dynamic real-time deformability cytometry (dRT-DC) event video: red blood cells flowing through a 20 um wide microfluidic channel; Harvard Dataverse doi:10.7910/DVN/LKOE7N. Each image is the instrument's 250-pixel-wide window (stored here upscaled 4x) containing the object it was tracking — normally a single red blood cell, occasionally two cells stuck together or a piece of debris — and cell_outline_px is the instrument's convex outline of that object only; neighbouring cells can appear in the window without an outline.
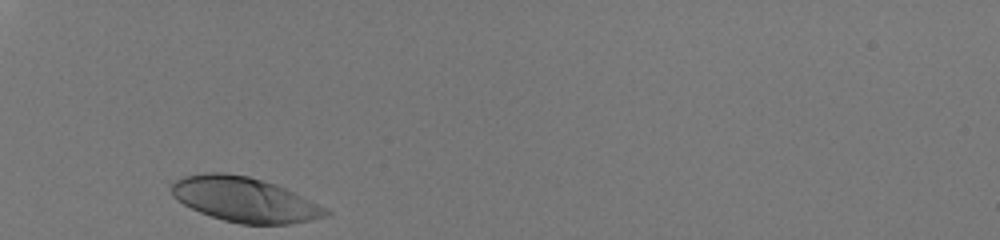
{"species": "human", "species_latin": "Homo sapiens", "temperature_condition": "room temperature", "stored_images_in_passage": 27, "camera_frame_rate_fps": 3000, "um_per_image_px": 0.085, "donor": {"sex": "male"}, "frame": {"image": 1, "passage_image": 1, "time_ms": 0.0, "image_size_px": [1000, 240], "cell_outline_px": [[332, 212], [328, 216], [288, 224], [240, 224], [224, 220], [200, 212], [176, 200], [172, 196], [172, 184], [176, 180], [184, 176], [204, 172], [224, 172], [248, 176], [284, 188]], "centroid_in_image_um": [20.73, 16.96], "position_along_channel_um": 64.3, "area_um2": 39.59}}
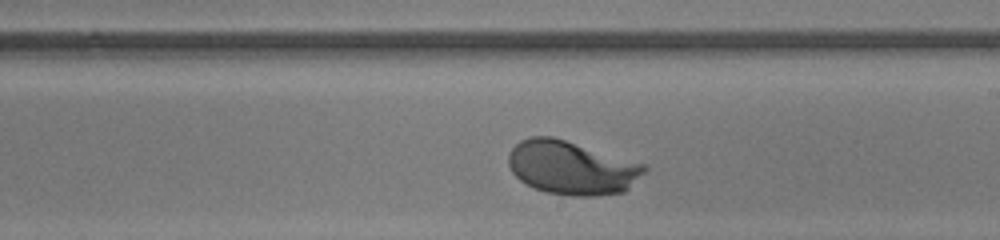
{"frame": {"image": 2, "passage_image": 16, "time_ms": 5.0, "image_size_px": [1000, 240], "cell_outline_px": [[648, 168], [624, 192], [596, 196], [568, 196], [548, 192], [536, 188], [520, 180], [512, 172], [508, 164], [508, 156], [512, 148], [520, 140], [532, 136], [552, 136], [648, 164]], "centroid_in_image_um": [48.61, 14.25], "position_along_channel_um": 240.4, "area_um2": 42.54}}
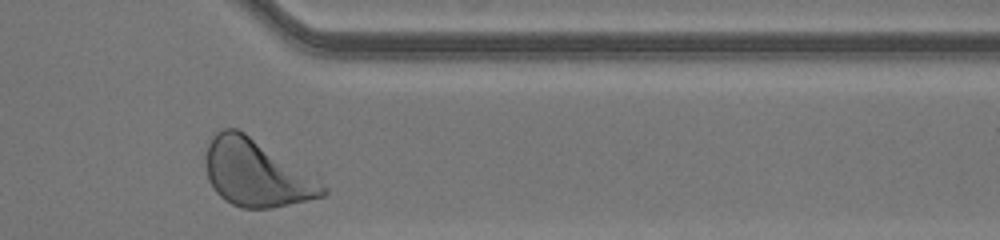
{"frame": {"image": 3, "passage_image": 27, "time_ms": 8.667, "image_size_px": [1000, 240], "cell_outline_px": [[328, 192], [324, 196], [308, 200], [272, 208], [240, 208], [224, 200], [216, 192], [208, 180], [204, 164], [204, 156], [208, 144], [212, 136], [216, 132], [224, 128], [236, 128], [244, 132], [316, 172], [320, 176], [328, 188]], "centroid_in_image_um": [21.88, 14.69], "position_along_channel_um": 389.5, "area_um2": 47.28}, "authors_computed_cell_mechanics": {"area_um2": 41.5004, "velocity_mm_per_s": 4.0502, "shape_relaxation_time_tau1_ms": 1.9888, "shape_relaxation_time_tau2_ms": null, "deformation_change_tau1": 0.1685, "deformation_change_tau2": null}}